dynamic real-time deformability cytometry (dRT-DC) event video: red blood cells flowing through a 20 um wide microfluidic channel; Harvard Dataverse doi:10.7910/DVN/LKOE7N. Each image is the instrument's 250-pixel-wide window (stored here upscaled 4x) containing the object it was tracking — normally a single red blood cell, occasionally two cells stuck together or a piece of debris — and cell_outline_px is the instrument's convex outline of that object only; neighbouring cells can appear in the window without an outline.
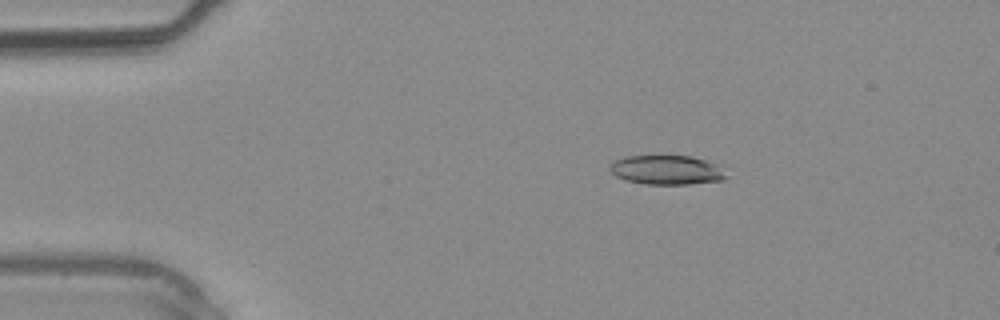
{"species": "common noctule bat (a hibernating species)", "species_latin": "Nyctalus noctula", "temperature_condition": "warm", "stored_images_in_passage": 3, "camera_frame_rate_fps": 3000, "um_per_image_px": 0.085, "animal": {"sex": "male", "body_mass_g": 20.4}, "frame": {"image": 1, "passage_image": 2, "time_ms": 1.0, "image_size_px": [1000, 320], "cell_outline_px": [[728, 176], [724, 180], [688, 184], [644, 184], [624, 180], [616, 176], [608, 168], [616, 160], [624, 156], [692, 156], [708, 160], [720, 164]], "centroid_in_image_um": [56.73, 14.44], "position_along_channel_um": 28.3, "area_um2": 20.11}}